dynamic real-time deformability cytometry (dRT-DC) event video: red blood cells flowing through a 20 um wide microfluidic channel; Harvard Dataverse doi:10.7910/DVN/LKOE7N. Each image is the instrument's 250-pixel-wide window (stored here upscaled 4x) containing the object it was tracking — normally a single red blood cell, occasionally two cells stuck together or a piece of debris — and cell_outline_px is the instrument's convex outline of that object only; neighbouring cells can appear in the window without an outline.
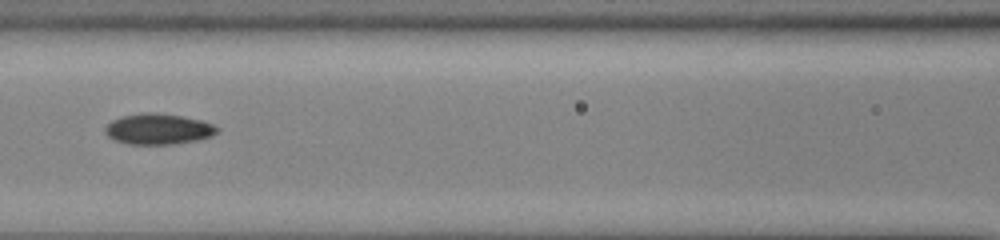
{"species": "common noctule bat (a hibernating species)", "species_latin": "Nyctalus noctula", "temperature_condition": "cold", "stored_images_in_passage": 25, "camera_frame_rate_fps": 3000, "um_per_image_px": 0.085, "animal": {"sex": "male", "body_mass_g": 13.0, "forearm_length_mm": 53.1}, "frame": {"image": 1, "passage_image": 11, "time_ms": 3.333, "image_size_px": [1000, 240], "cell_outline_px": [[220, 128], [212, 136], [196, 140], [172, 144], [128, 144], [116, 140], [108, 136], [104, 132], [104, 128], [112, 120], [120, 116], [140, 112], [152, 112], [184, 116], [200, 120], [212, 124]], "centroid_in_image_um": [13.43, 10.95], "position_along_channel_um": 153.2, "area_um2": 20.11}}